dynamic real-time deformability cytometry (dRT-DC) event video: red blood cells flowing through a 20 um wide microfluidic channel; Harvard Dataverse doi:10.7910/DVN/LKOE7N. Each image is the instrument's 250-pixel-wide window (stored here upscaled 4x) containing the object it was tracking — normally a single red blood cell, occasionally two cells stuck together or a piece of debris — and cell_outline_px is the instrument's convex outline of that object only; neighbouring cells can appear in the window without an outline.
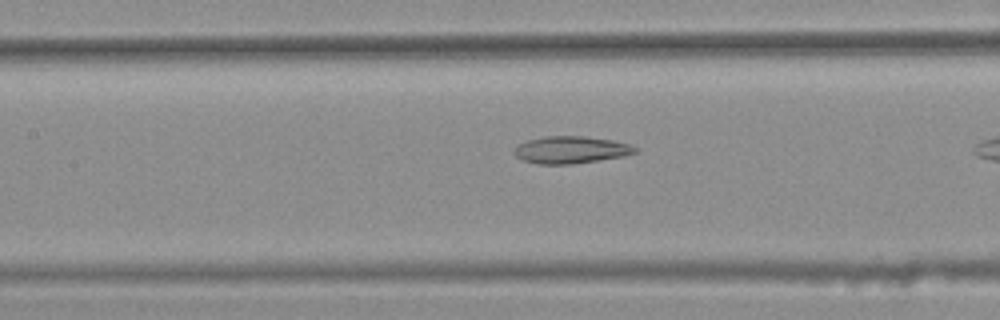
{"species": "common noctule bat (a hibernating species)", "species_latin": "Nyctalus noctula", "temperature_condition": "warm", "stored_images_in_passage": 9, "camera_frame_rate_fps": 3000, "um_per_image_px": 0.085, "animal": {"sex": "female", "body_mass_g": 25.1}, "frame": {"image": 1, "passage_image": 8, "time_ms": 2.333, "image_size_px": [1000, 320], "cell_outline_px": [[636, 152], [624, 156], [568, 164], [536, 164], [524, 160], [516, 156], [512, 152], [512, 148], [516, 144], [528, 140], [544, 136], [584, 136], [612, 140], [628, 144], [636, 148]], "centroid_in_image_um": [48.44, 12.72], "position_along_channel_um": 159.0, "area_um2": 19.07}}